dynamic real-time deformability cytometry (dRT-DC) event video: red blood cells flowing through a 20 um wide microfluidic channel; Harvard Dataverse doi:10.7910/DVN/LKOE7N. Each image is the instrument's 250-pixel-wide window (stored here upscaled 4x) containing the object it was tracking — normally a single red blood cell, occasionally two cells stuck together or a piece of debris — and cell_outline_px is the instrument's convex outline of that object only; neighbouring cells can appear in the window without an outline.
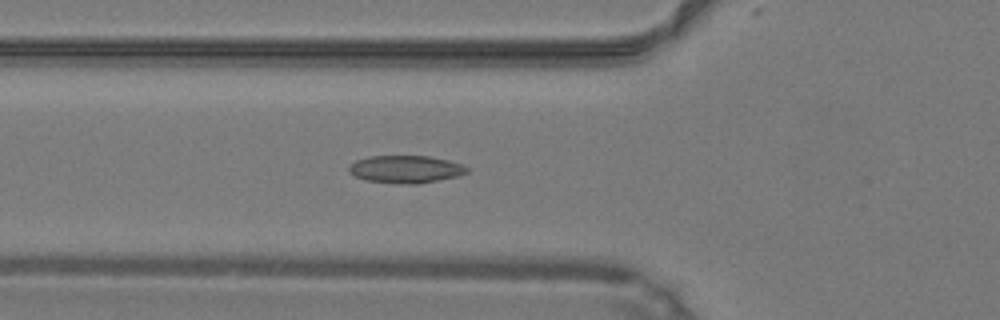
{"species": "common noctule bat (a hibernating species)", "species_latin": "Nyctalus noctula", "temperature_condition": "warm", "stored_images_in_passage": 48, "camera_frame_rate_fps": 3000, "um_per_image_px": 0.085, "animal": {"sex": "male", "body_mass_g": 19.2, "forearm_length_mm": 51.8}, "frame": {"image": 1, "passage_image": 16, "time_ms": 5.0, "image_size_px": [1000, 320], "cell_outline_px": [[468, 172], [460, 176], [420, 184], [412, 184], [368, 180], [356, 176], [348, 172], [348, 168], [356, 160], [368, 156], [428, 156], [448, 160], [460, 164], [468, 168]], "centroid_in_image_um": [34.52, 14.38], "position_along_channel_um": 91.3, "area_um2": 18.79}}
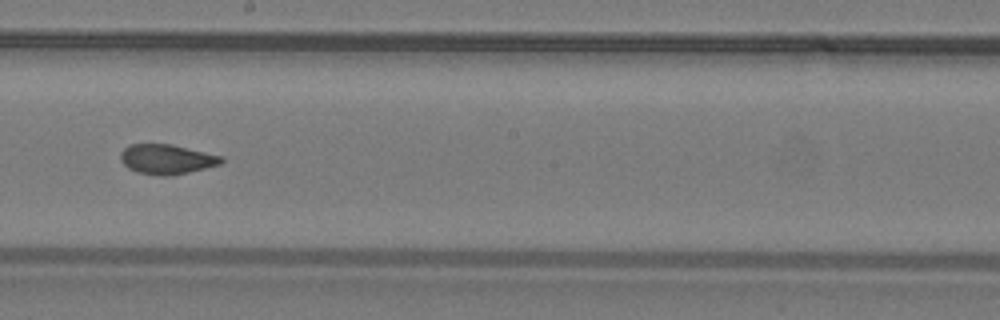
{"frame": {"image": 2, "passage_image": 26, "time_ms": 8.333, "image_size_px": [1000, 320], "cell_outline_px": [[224, 160], [220, 164], [188, 172], [168, 176], [164, 176], [140, 172], [128, 168], [120, 160], [120, 152], [128, 144], [172, 144], [224, 156]], "centroid_in_image_um": [14.17, 13.51], "position_along_channel_um": 234.0, "area_um2": 17.46}}
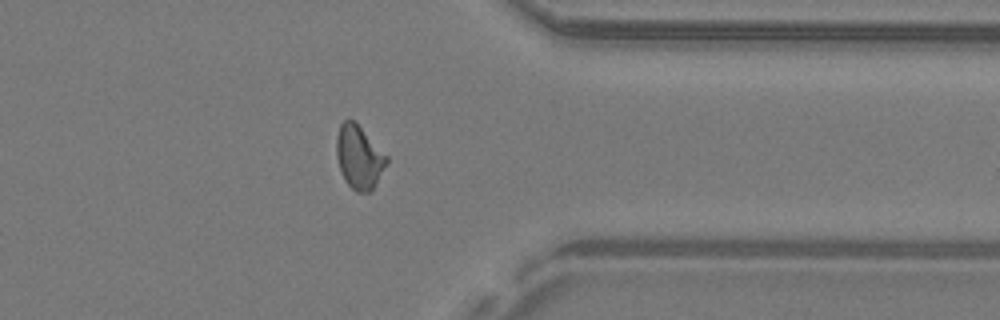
{"frame": {"image": 3, "passage_image": 37, "time_ms": 12.0, "image_size_px": [1000, 320], "cell_outline_px": [[388, 160], [372, 188], [368, 192], [356, 192], [344, 180], [340, 172], [336, 156], [336, 136], [340, 124], [344, 120], [352, 120], [388, 156]], "centroid_in_image_um": [30.47, 13.36], "position_along_channel_um": 380.9, "area_um2": 18.09}, "authors_computed_cell_mechanics": {"area_um2": 18.207, "velocity_mm_per_s": 4.2672, "shape_relaxation_time_tau1_ms": 10.6733, "shape_relaxation_time_tau2_ms": 1.1767, "deformation_change_tau1": 0.2496, "deformation_change_tau2": 0.0672}}